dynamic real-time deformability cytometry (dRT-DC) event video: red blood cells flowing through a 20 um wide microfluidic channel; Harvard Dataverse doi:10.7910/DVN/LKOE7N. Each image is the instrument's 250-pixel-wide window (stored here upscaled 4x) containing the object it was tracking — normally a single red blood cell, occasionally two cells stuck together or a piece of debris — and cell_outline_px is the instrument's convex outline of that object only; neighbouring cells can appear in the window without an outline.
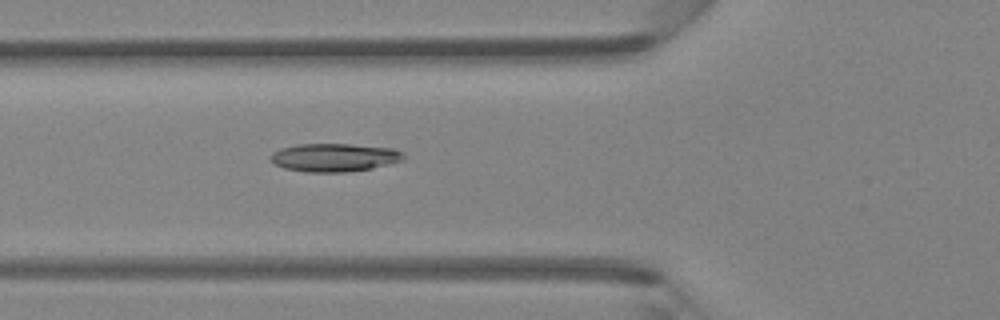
{"species": "Egyptian fruit bat (a non-hibernating species)", "species_latin": "Rousettus aegyptiacus", "temperature_condition": "room temperature", "stored_images_in_passage": 46, "camera_frame_rate_fps": 3000, "um_per_image_px": 0.085, "animal": {"sex": "female"}, "frame": {"image": 1, "passage_image": 17, "time_ms": 5.333, "image_size_px": [1000, 320], "cell_outline_px": [[404, 160], [372, 168], [344, 172], [304, 172], [284, 168], [276, 164], [268, 156], [272, 152], [280, 148], [296, 144], [348, 144], [392, 148], [404, 152]], "centroid_in_image_um": [28.4, 13.38], "position_along_channel_um": 97.4, "area_um2": 21.91}}
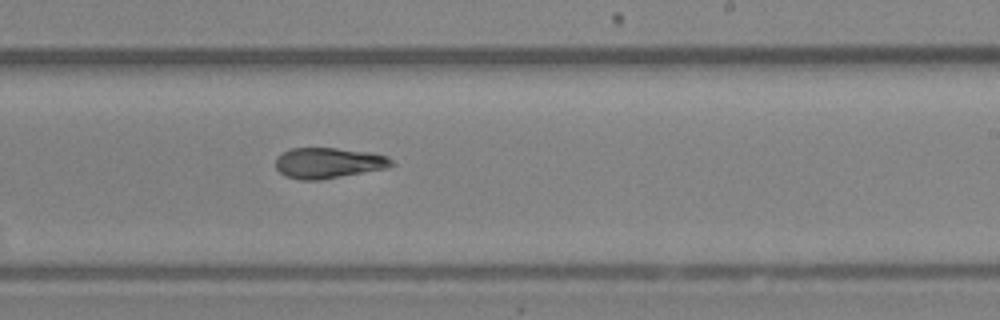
{"frame": {"image": 2, "passage_image": 28, "time_ms": 9.0, "image_size_px": [1000, 320], "cell_outline_px": [[396, 164], [388, 168], [316, 180], [300, 180], [284, 176], [276, 168], [276, 156], [288, 148], [336, 148], [368, 152], [388, 156]], "centroid_in_image_um": [27.89, 13.84], "position_along_channel_um": 261.1, "area_um2": 20.75}}
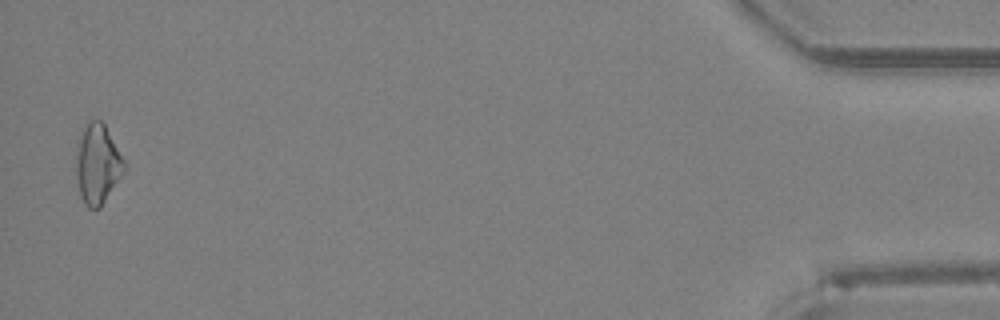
{"frame": {"image": 3, "passage_image": 45, "time_ms": 14.667, "image_size_px": [1000, 320], "cell_outline_px": [[128, 164], [124, 172], [100, 208], [88, 208], [84, 204], [80, 196], [76, 176], [76, 140], [88, 120], [100, 120], [104, 124]], "centroid_in_image_um": [8.28, 13.93], "position_along_channel_um": 426.9, "area_um2": 22.77}}